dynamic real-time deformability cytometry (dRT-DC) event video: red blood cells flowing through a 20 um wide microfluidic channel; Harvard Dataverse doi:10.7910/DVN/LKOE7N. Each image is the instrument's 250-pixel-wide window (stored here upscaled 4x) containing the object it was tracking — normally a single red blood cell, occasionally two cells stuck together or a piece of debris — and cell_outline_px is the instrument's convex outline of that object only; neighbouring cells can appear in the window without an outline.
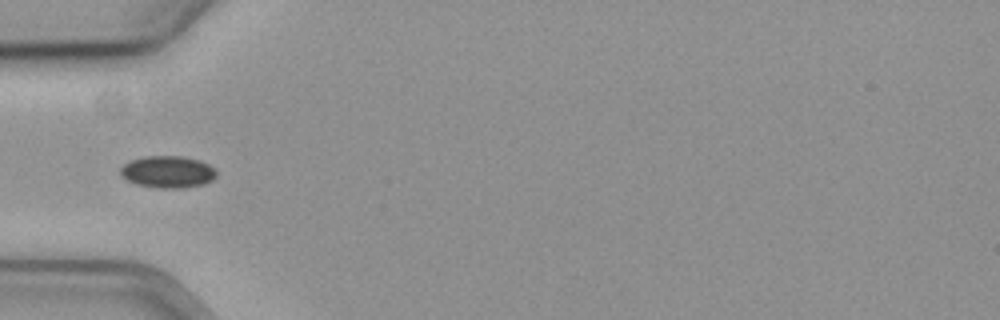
{"species": "common noctule bat (a hibernating species)", "species_latin": "Nyctalus noctula", "temperature_condition": "cold", "stored_images_in_passage": 39, "camera_frame_rate_fps": 3000, "um_per_image_px": 0.085, "animal": {"sex": "female", "body_mass_g": 19.3, "forearm_length_mm": 54.1}, "frame": {"image": 1, "passage_image": 1, "time_ms": 0.0, "image_size_px": [1000, 320], "cell_outline_px": [[216, 176], [212, 180], [204, 184], [184, 188], [156, 188], [136, 184], [120, 176], [120, 168], [124, 164], [132, 160], [148, 156], [180, 156], [200, 160], [208, 164], [216, 172]], "centroid_in_image_um": [14.25, 14.62], "position_along_channel_um": 70.8, "area_um2": 17.86}}
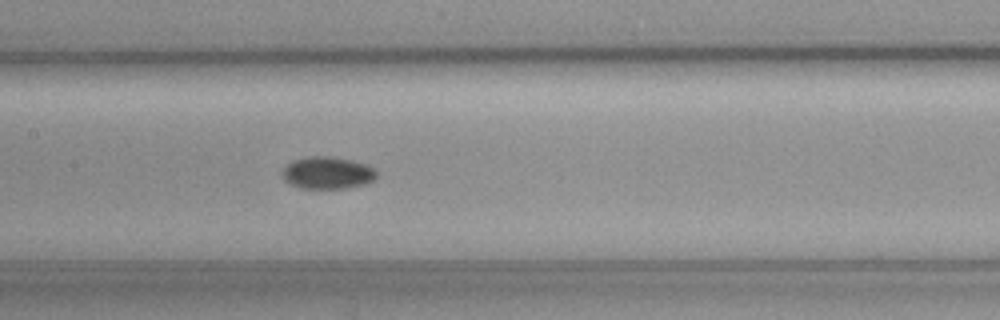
{"frame": {"image": 2, "passage_image": 10, "time_ms": 3.0, "image_size_px": [1000, 320], "cell_outline_px": [[376, 176], [372, 180], [364, 184], [348, 188], [300, 188], [288, 184], [280, 176], [280, 172], [292, 160], [308, 156], [328, 156], [352, 160], [368, 164], [376, 172]], "centroid_in_image_um": [27.77, 14.69], "position_along_channel_um": 179.6, "area_um2": 17.86}}
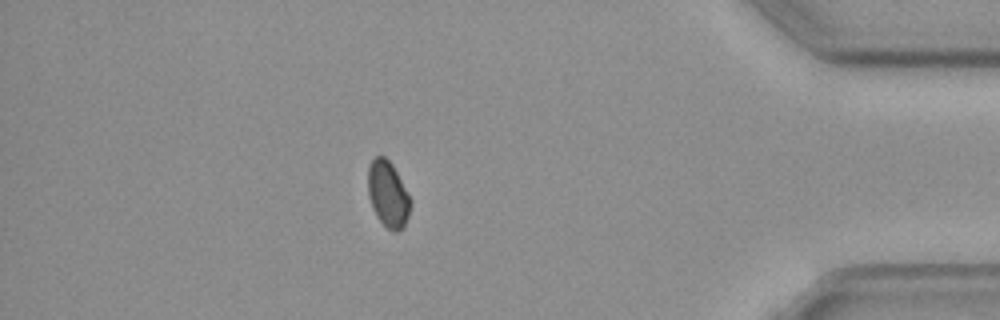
{"frame": {"image": 3, "passage_image": 32, "time_ms": 10.333, "image_size_px": [1000, 320], "cell_outline_px": [[412, 204], [404, 228], [396, 232], [392, 232], [376, 216], [372, 208], [368, 196], [368, 164], [376, 156], [384, 156], [392, 164], [412, 200]], "centroid_in_image_um": [32.98, 16.52], "position_along_channel_um": 402.2, "area_um2": 16.53}, "authors_computed_cell_mechanics": {"area_um2": 17.3978, "velocity_mm_per_s": 3.6263, "shape_relaxation_time_tau1_ms": 2.5858, "shape_relaxation_time_tau2_ms": null, "deformation_change_tau1": 0.0447, "deformation_change_tau2": null}}